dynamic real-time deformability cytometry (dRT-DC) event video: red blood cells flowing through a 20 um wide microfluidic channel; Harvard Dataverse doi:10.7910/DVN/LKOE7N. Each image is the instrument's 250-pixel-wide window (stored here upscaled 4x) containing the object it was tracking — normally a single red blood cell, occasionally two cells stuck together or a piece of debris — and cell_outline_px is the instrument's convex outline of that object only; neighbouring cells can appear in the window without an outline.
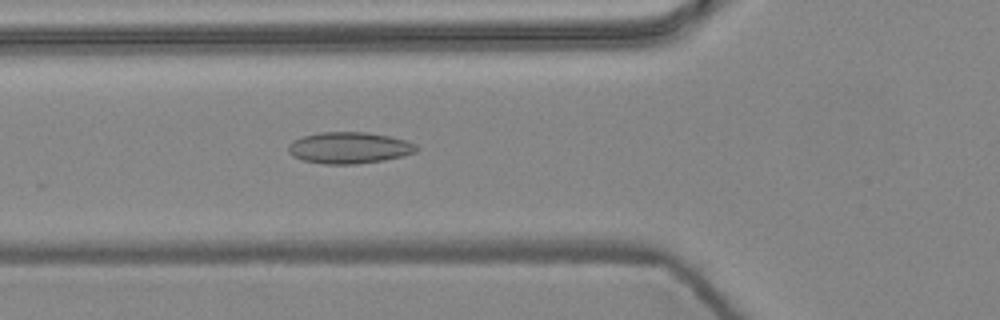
{"species": "common noctule bat (a hibernating species)", "species_latin": "Nyctalus noctula", "temperature_condition": "warm", "stored_images_in_passage": 5, "camera_frame_rate_fps": 3000, "um_per_image_px": 0.085, "animal": {"sex": "female", "body_mass_g": 24.6, "forearm_length_mm": 56.2}, "frame": {"image": 1, "passage_image": 5, "time_ms": 1.333, "image_size_px": [1000, 320], "cell_outline_px": [[420, 148], [416, 152], [384, 160], [356, 164], [324, 164], [304, 160], [292, 156], [288, 152], [288, 144], [292, 140], [304, 136], [320, 132], [368, 132], [388, 136], [404, 140], [416, 144]], "centroid_in_image_um": [29.66, 12.56], "position_along_channel_um": 96.1, "area_um2": 23.47}}